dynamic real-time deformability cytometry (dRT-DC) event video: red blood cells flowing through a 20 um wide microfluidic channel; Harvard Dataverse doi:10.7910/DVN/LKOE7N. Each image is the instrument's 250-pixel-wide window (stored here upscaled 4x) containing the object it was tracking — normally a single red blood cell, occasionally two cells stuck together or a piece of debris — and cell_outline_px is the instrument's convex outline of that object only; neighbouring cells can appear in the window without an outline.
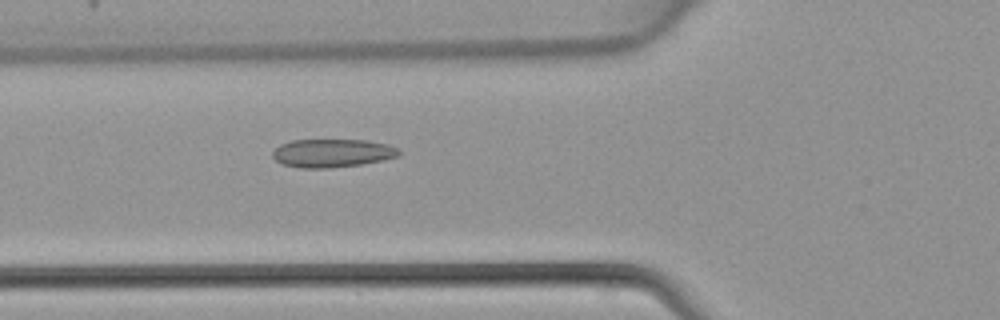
{"species": "common noctule bat (a hibernating species)", "species_latin": "Nyctalus noctula", "temperature_condition": "warm", "stored_images_in_passage": 34, "camera_frame_rate_fps": 3000, "um_per_image_px": 0.085, "animal": {"sex": "female", "body_mass_g": 22.7, "forearm_length_mm": 54.2}, "frame": {"image": 1, "passage_image": 6, "time_ms": 1.667, "image_size_px": [1000, 320], "cell_outline_px": [[400, 152], [396, 156], [380, 160], [360, 164], [328, 168], [300, 168], [280, 164], [272, 156], [272, 152], [280, 144], [292, 140], [368, 140], [388, 144], [396, 148]], "centroid_in_image_um": [28.18, 13.01], "position_along_channel_um": 97.6, "area_um2": 20.69}}
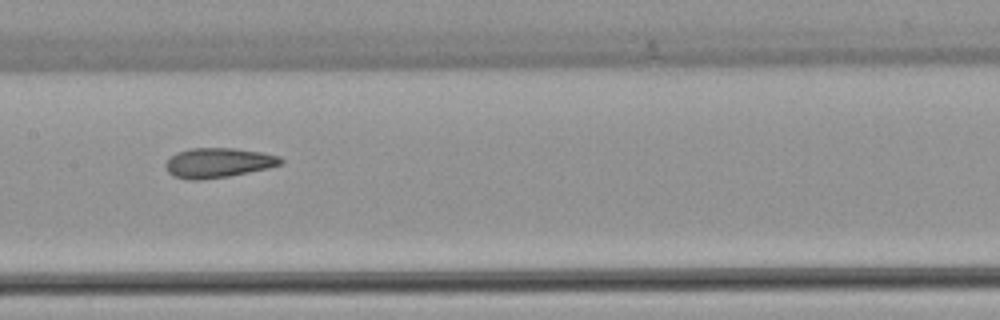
{"frame": {"image": 2, "passage_image": 12, "time_ms": 3.667, "image_size_px": [1000, 320], "cell_outline_px": [[284, 164], [268, 168], [228, 176], [200, 180], [188, 180], [172, 176], [168, 172], [164, 164], [176, 152], [188, 148], [232, 148], [260, 152], [280, 156], [284, 160]], "centroid_in_image_um": [18.54, 13.84], "position_along_channel_um": 188.9, "area_um2": 20.06}}
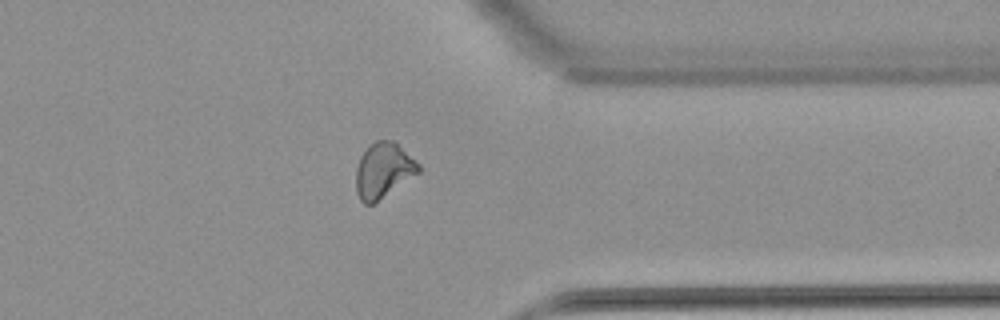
{"frame": {"image": 3, "passage_image": 25, "time_ms": 8.0, "image_size_px": [1000, 320], "cell_outline_px": [[420, 172], [372, 204], [364, 204], [360, 200], [356, 192], [356, 168], [360, 156], [376, 140], [392, 140], [420, 164]], "centroid_in_image_um": [32.57, 14.49], "position_along_channel_um": 378.8, "area_um2": 19.77}}